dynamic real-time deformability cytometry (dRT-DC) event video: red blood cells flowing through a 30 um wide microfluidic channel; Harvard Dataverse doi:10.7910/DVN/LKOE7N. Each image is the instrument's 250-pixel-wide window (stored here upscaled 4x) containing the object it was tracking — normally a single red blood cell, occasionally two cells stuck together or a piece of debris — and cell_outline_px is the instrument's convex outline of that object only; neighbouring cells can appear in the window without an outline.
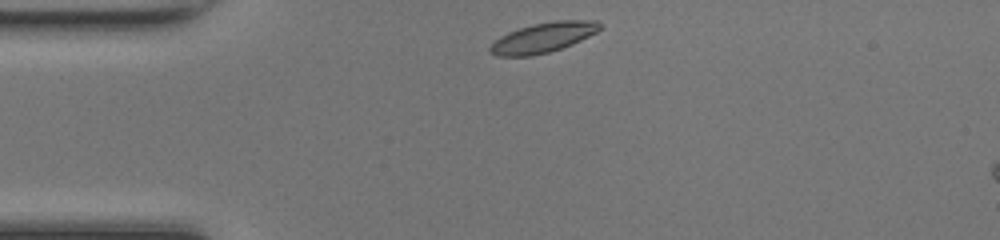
{"species": "common noctule bat (a hibernating species)", "species_latin": "Nyctalus noctula", "temperature_condition": "room temperature", "stored_images_in_passage": 33, "camera_frame_rate_fps": 3000, "um_per_image_px": 0.085, "animal": {"sex": "female", "body_mass_g": 17.0, "forearm_length_mm": 48.0}, "frame": {"image": 1, "passage_image": 1, "time_ms": 0.0, "image_size_px": [1000, 240], "cell_outline_px": [[604, 28], [572, 44], [548, 52], [532, 56], [496, 56], [488, 52], [488, 48], [500, 36], [508, 32], [532, 24], [556, 20], [596, 20]], "centroid_in_image_um": [46.16, 3.19], "position_along_channel_um": 38.8, "area_um2": 19.13}}
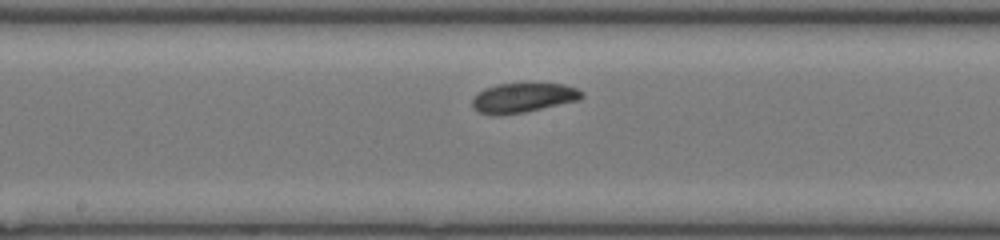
{"frame": {"image": 2, "passage_image": 15, "time_ms": 4.667, "image_size_px": [1000, 240], "cell_outline_px": [[584, 96], [580, 100], [524, 112], [496, 116], [492, 116], [476, 112], [472, 108], [472, 100], [476, 92], [484, 88], [500, 84], [564, 84], [576, 88], [584, 92]], "centroid_in_image_um": [44.42, 8.33], "position_along_channel_um": 203.8, "area_um2": 19.07}}
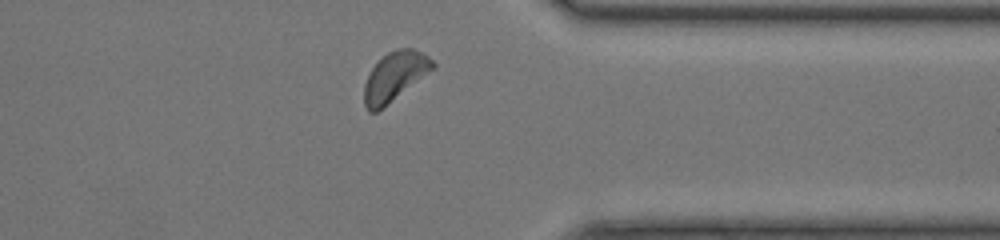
{"frame": {"image": 3, "passage_image": 28, "time_ms": 9.0, "image_size_px": [1000, 240], "cell_outline_px": [[436, 68], [376, 112], [368, 112], [364, 104], [364, 84], [372, 68], [388, 52], [396, 48], [412, 48], [424, 52], [436, 64]], "centroid_in_image_um": [33.58, 6.48], "position_along_channel_um": 377.8, "area_um2": 19.48}, "authors_computed_cell_mechanics": {"area_um2": 19.0162, "velocity_mm_per_s": 4.2021, "shape_relaxation_time_tau1_ms": 1.5084, "shape_relaxation_time_tau2_ms": 4.2301, "deformation_change_tau1": 0.0806, "deformation_change_tau2": 0.1163}}